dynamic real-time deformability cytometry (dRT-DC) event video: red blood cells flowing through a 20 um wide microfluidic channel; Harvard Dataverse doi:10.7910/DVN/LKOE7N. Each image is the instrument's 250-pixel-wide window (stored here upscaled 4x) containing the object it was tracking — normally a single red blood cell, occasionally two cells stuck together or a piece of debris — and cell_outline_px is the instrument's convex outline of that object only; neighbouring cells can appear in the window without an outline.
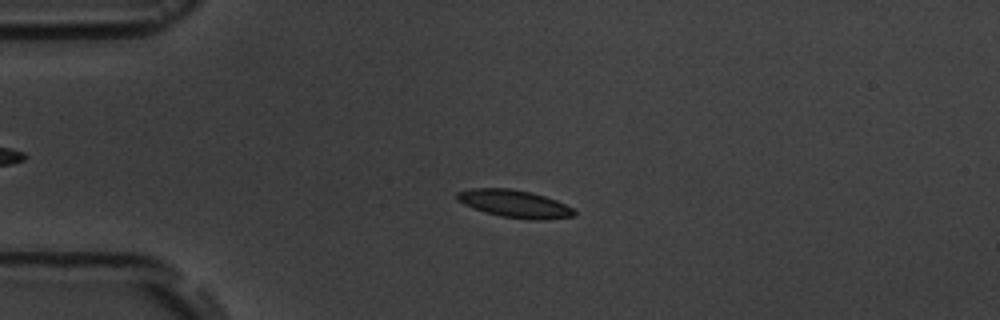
{"species": "common noctule bat (a hibernating species)", "species_latin": "Nyctalus noctula", "temperature_condition": "room temperature", "stored_images_in_passage": 4, "camera_frame_rate_fps": 3000, "um_per_image_px": 0.085, "animal": {"sex": "male", "body_mass_g": 19.5, "forearm_length_mm": 54.6}, "frame": {"image": 1, "passage_image": 3, "time_ms": 2.333, "image_size_px": [1000, 320], "cell_outline_px": [[576, 216], [544, 220], [528, 220], [500, 216], [484, 212], [464, 204], [456, 200], [456, 192], [472, 188], [508, 188], [532, 192], [556, 200], [572, 208], [576, 212]], "centroid_in_image_um": [43.73, 17.32], "position_along_channel_um": 41.3, "area_um2": 18.96}}